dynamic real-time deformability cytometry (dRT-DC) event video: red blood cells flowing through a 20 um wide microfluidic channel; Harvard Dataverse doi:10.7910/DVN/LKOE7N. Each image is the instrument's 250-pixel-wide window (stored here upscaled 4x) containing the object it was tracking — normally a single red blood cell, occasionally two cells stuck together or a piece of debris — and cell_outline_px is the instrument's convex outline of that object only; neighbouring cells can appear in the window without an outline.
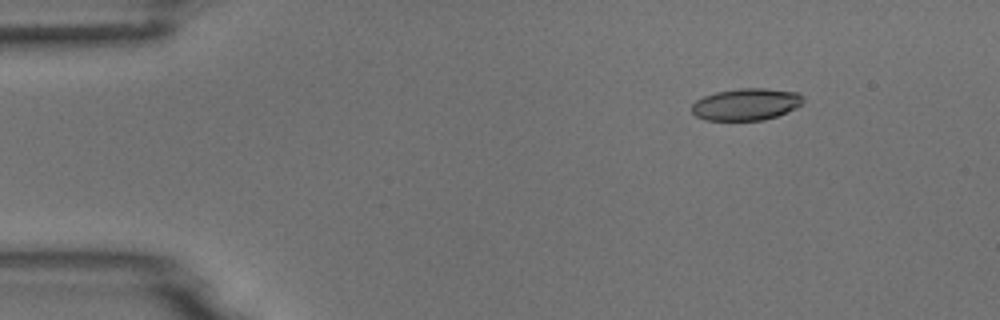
{"species": "common noctule bat (a hibernating species)", "species_latin": "Nyctalus noctula", "temperature_condition": "room temperature", "stored_images_in_passage": 5, "camera_frame_rate_fps": 3000, "um_per_image_px": 0.085, "animal": {"sex": "male", "body_mass_g": 18.8}, "frame": {"image": 1, "passage_image": 2, "time_ms": 1.0, "image_size_px": [1000, 320], "cell_outline_px": [[804, 104], [796, 108], [776, 116], [764, 120], [704, 120], [696, 116], [692, 112], [692, 104], [696, 100], [704, 96], [716, 92], [740, 88], [764, 88], [796, 92], [804, 96]], "centroid_in_image_um": [63.44, 8.86], "position_along_channel_um": 21.6, "area_um2": 20.81}}
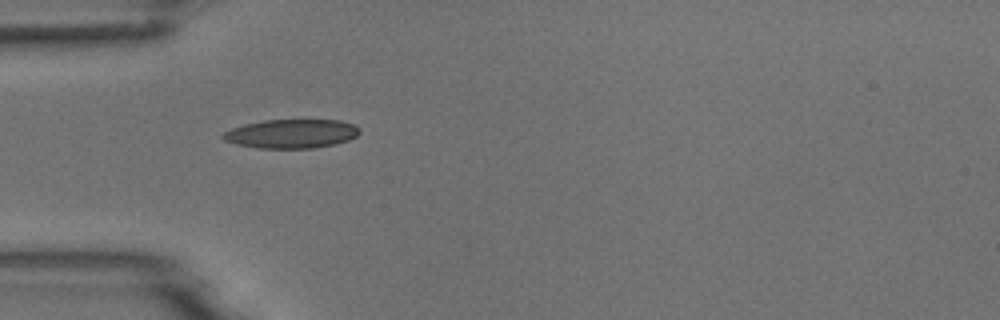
{"frame": {"image": 2, "passage_image": 4, "time_ms": 4.0, "image_size_px": [1000, 320], "cell_outline_px": [[360, 132], [356, 136], [348, 140], [336, 144], [312, 148], [256, 148], [236, 144], [224, 140], [220, 136], [224, 132], [232, 128], [244, 124], [264, 120], [340, 120], [356, 124], [360, 128]], "centroid_in_image_um": [24.79, 11.36], "position_along_channel_um": 60.2, "area_um2": 23.18}}